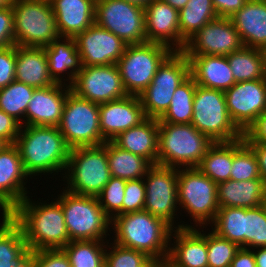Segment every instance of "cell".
I'll use <instances>...</instances> for the list:
<instances>
[{"instance_id":"obj_32","label":"cell","mask_w":266,"mask_h":267,"mask_svg":"<svg viewBox=\"0 0 266 267\" xmlns=\"http://www.w3.org/2000/svg\"><path fill=\"white\" fill-rule=\"evenodd\" d=\"M107 158L112 177L124 180L144 178L152 164L142 156L133 154L107 141Z\"/></svg>"},{"instance_id":"obj_2","label":"cell","mask_w":266,"mask_h":267,"mask_svg":"<svg viewBox=\"0 0 266 267\" xmlns=\"http://www.w3.org/2000/svg\"><path fill=\"white\" fill-rule=\"evenodd\" d=\"M15 145L19 149L24 169L30 176L29 183L39 175L50 179L47 176L50 174L56 179L54 175L60 172L59 177L62 178L71 148L58 127L21 126Z\"/></svg>"},{"instance_id":"obj_18","label":"cell","mask_w":266,"mask_h":267,"mask_svg":"<svg viewBox=\"0 0 266 267\" xmlns=\"http://www.w3.org/2000/svg\"><path fill=\"white\" fill-rule=\"evenodd\" d=\"M29 175L15 144H7L0 151V213L9 215L30 193ZM29 192V193H28ZM2 211V212H1Z\"/></svg>"},{"instance_id":"obj_1","label":"cell","mask_w":266,"mask_h":267,"mask_svg":"<svg viewBox=\"0 0 266 267\" xmlns=\"http://www.w3.org/2000/svg\"><path fill=\"white\" fill-rule=\"evenodd\" d=\"M31 195L9 214L21 227L28 250L63 249L70 239L61 203L53 197L50 203L36 201Z\"/></svg>"},{"instance_id":"obj_38","label":"cell","mask_w":266,"mask_h":267,"mask_svg":"<svg viewBox=\"0 0 266 267\" xmlns=\"http://www.w3.org/2000/svg\"><path fill=\"white\" fill-rule=\"evenodd\" d=\"M35 89L14 80L0 89V109L25 126V113Z\"/></svg>"},{"instance_id":"obj_59","label":"cell","mask_w":266,"mask_h":267,"mask_svg":"<svg viewBox=\"0 0 266 267\" xmlns=\"http://www.w3.org/2000/svg\"><path fill=\"white\" fill-rule=\"evenodd\" d=\"M14 0H0V9L8 6H12Z\"/></svg>"},{"instance_id":"obj_60","label":"cell","mask_w":266,"mask_h":267,"mask_svg":"<svg viewBox=\"0 0 266 267\" xmlns=\"http://www.w3.org/2000/svg\"><path fill=\"white\" fill-rule=\"evenodd\" d=\"M261 206L266 214V192L264 193L263 199H262V203Z\"/></svg>"},{"instance_id":"obj_22","label":"cell","mask_w":266,"mask_h":267,"mask_svg":"<svg viewBox=\"0 0 266 267\" xmlns=\"http://www.w3.org/2000/svg\"><path fill=\"white\" fill-rule=\"evenodd\" d=\"M71 91L70 86L59 83L36 88L25 113V126L58 127Z\"/></svg>"},{"instance_id":"obj_62","label":"cell","mask_w":266,"mask_h":267,"mask_svg":"<svg viewBox=\"0 0 266 267\" xmlns=\"http://www.w3.org/2000/svg\"><path fill=\"white\" fill-rule=\"evenodd\" d=\"M99 267H109L106 261H103Z\"/></svg>"},{"instance_id":"obj_8","label":"cell","mask_w":266,"mask_h":267,"mask_svg":"<svg viewBox=\"0 0 266 267\" xmlns=\"http://www.w3.org/2000/svg\"><path fill=\"white\" fill-rule=\"evenodd\" d=\"M191 124L213 143L243 137L229 116L224 91L196 85Z\"/></svg>"},{"instance_id":"obj_39","label":"cell","mask_w":266,"mask_h":267,"mask_svg":"<svg viewBox=\"0 0 266 267\" xmlns=\"http://www.w3.org/2000/svg\"><path fill=\"white\" fill-rule=\"evenodd\" d=\"M107 241H70L63 250L71 267H99L105 261Z\"/></svg>"},{"instance_id":"obj_4","label":"cell","mask_w":266,"mask_h":267,"mask_svg":"<svg viewBox=\"0 0 266 267\" xmlns=\"http://www.w3.org/2000/svg\"><path fill=\"white\" fill-rule=\"evenodd\" d=\"M111 177L106 141L99 146L72 148L60 181H65L64 189L71 193L97 197Z\"/></svg>"},{"instance_id":"obj_11","label":"cell","mask_w":266,"mask_h":267,"mask_svg":"<svg viewBox=\"0 0 266 267\" xmlns=\"http://www.w3.org/2000/svg\"><path fill=\"white\" fill-rule=\"evenodd\" d=\"M173 51L159 43L127 45L117 62L125 91L139 96L152 82L158 67Z\"/></svg>"},{"instance_id":"obj_23","label":"cell","mask_w":266,"mask_h":267,"mask_svg":"<svg viewBox=\"0 0 266 267\" xmlns=\"http://www.w3.org/2000/svg\"><path fill=\"white\" fill-rule=\"evenodd\" d=\"M144 9L146 41L180 51L179 11L161 0H152Z\"/></svg>"},{"instance_id":"obj_5","label":"cell","mask_w":266,"mask_h":267,"mask_svg":"<svg viewBox=\"0 0 266 267\" xmlns=\"http://www.w3.org/2000/svg\"><path fill=\"white\" fill-rule=\"evenodd\" d=\"M158 165L197 167L213 142L192 124L158 123Z\"/></svg>"},{"instance_id":"obj_42","label":"cell","mask_w":266,"mask_h":267,"mask_svg":"<svg viewBox=\"0 0 266 267\" xmlns=\"http://www.w3.org/2000/svg\"><path fill=\"white\" fill-rule=\"evenodd\" d=\"M209 231V232H208ZM240 247L217 235L209 228L207 230V259L208 267H230L236 252Z\"/></svg>"},{"instance_id":"obj_19","label":"cell","mask_w":266,"mask_h":267,"mask_svg":"<svg viewBox=\"0 0 266 267\" xmlns=\"http://www.w3.org/2000/svg\"><path fill=\"white\" fill-rule=\"evenodd\" d=\"M82 66L117 64L127 44L95 23L74 37Z\"/></svg>"},{"instance_id":"obj_36","label":"cell","mask_w":266,"mask_h":267,"mask_svg":"<svg viewBox=\"0 0 266 267\" xmlns=\"http://www.w3.org/2000/svg\"><path fill=\"white\" fill-rule=\"evenodd\" d=\"M196 85L189 76L174 92L168 110L158 123L191 124Z\"/></svg>"},{"instance_id":"obj_56","label":"cell","mask_w":266,"mask_h":267,"mask_svg":"<svg viewBox=\"0 0 266 267\" xmlns=\"http://www.w3.org/2000/svg\"><path fill=\"white\" fill-rule=\"evenodd\" d=\"M165 3H168L169 5H171L174 9L180 11L182 8H184L186 6V3L189 0H161Z\"/></svg>"},{"instance_id":"obj_44","label":"cell","mask_w":266,"mask_h":267,"mask_svg":"<svg viewBox=\"0 0 266 267\" xmlns=\"http://www.w3.org/2000/svg\"><path fill=\"white\" fill-rule=\"evenodd\" d=\"M126 181L111 177L102 191L97 195L99 205L111 219L122 214Z\"/></svg>"},{"instance_id":"obj_16","label":"cell","mask_w":266,"mask_h":267,"mask_svg":"<svg viewBox=\"0 0 266 267\" xmlns=\"http://www.w3.org/2000/svg\"><path fill=\"white\" fill-rule=\"evenodd\" d=\"M243 46L231 19L218 17L189 38L181 52L184 55L227 56Z\"/></svg>"},{"instance_id":"obj_26","label":"cell","mask_w":266,"mask_h":267,"mask_svg":"<svg viewBox=\"0 0 266 267\" xmlns=\"http://www.w3.org/2000/svg\"><path fill=\"white\" fill-rule=\"evenodd\" d=\"M44 50L51 78L55 83L71 86L82 67L74 38L59 37L45 46Z\"/></svg>"},{"instance_id":"obj_41","label":"cell","mask_w":266,"mask_h":267,"mask_svg":"<svg viewBox=\"0 0 266 267\" xmlns=\"http://www.w3.org/2000/svg\"><path fill=\"white\" fill-rule=\"evenodd\" d=\"M266 247V214L262 206L245 208L244 248Z\"/></svg>"},{"instance_id":"obj_46","label":"cell","mask_w":266,"mask_h":267,"mask_svg":"<svg viewBox=\"0 0 266 267\" xmlns=\"http://www.w3.org/2000/svg\"><path fill=\"white\" fill-rule=\"evenodd\" d=\"M16 45L0 49V89L15 80Z\"/></svg>"},{"instance_id":"obj_21","label":"cell","mask_w":266,"mask_h":267,"mask_svg":"<svg viewBox=\"0 0 266 267\" xmlns=\"http://www.w3.org/2000/svg\"><path fill=\"white\" fill-rule=\"evenodd\" d=\"M203 228L207 227L172 230L167 263L172 267H208L207 230Z\"/></svg>"},{"instance_id":"obj_51","label":"cell","mask_w":266,"mask_h":267,"mask_svg":"<svg viewBox=\"0 0 266 267\" xmlns=\"http://www.w3.org/2000/svg\"><path fill=\"white\" fill-rule=\"evenodd\" d=\"M248 0H212L218 17L230 18L239 11Z\"/></svg>"},{"instance_id":"obj_58","label":"cell","mask_w":266,"mask_h":267,"mask_svg":"<svg viewBox=\"0 0 266 267\" xmlns=\"http://www.w3.org/2000/svg\"><path fill=\"white\" fill-rule=\"evenodd\" d=\"M129 3L145 7L147 4H149L152 0H125Z\"/></svg>"},{"instance_id":"obj_13","label":"cell","mask_w":266,"mask_h":267,"mask_svg":"<svg viewBox=\"0 0 266 267\" xmlns=\"http://www.w3.org/2000/svg\"><path fill=\"white\" fill-rule=\"evenodd\" d=\"M58 128L71 149L106 142L100 130L99 104L78 97L72 91L65 101Z\"/></svg>"},{"instance_id":"obj_9","label":"cell","mask_w":266,"mask_h":267,"mask_svg":"<svg viewBox=\"0 0 266 267\" xmlns=\"http://www.w3.org/2000/svg\"><path fill=\"white\" fill-rule=\"evenodd\" d=\"M15 45L45 47L60 37L50 2L14 0Z\"/></svg>"},{"instance_id":"obj_63","label":"cell","mask_w":266,"mask_h":267,"mask_svg":"<svg viewBox=\"0 0 266 267\" xmlns=\"http://www.w3.org/2000/svg\"><path fill=\"white\" fill-rule=\"evenodd\" d=\"M162 267H172V266L166 262Z\"/></svg>"},{"instance_id":"obj_48","label":"cell","mask_w":266,"mask_h":267,"mask_svg":"<svg viewBox=\"0 0 266 267\" xmlns=\"http://www.w3.org/2000/svg\"><path fill=\"white\" fill-rule=\"evenodd\" d=\"M15 45L12 6L0 9V49Z\"/></svg>"},{"instance_id":"obj_28","label":"cell","mask_w":266,"mask_h":267,"mask_svg":"<svg viewBox=\"0 0 266 267\" xmlns=\"http://www.w3.org/2000/svg\"><path fill=\"white\" fill-rule=\"evenodd\" d=\"M112 142L123 150L158 164V119L146 118L139 125L118 134Z\"/></svg>"},{"instance_id":"obj_52","label":"cell","mask_w":266,"mask_h":267,"mask_svg":"<svg viewBox=\"0 0 266 267\" xmlns=\"http://www.w3.org/2000/svg\"><path fill=\"white\" fill-rule=\"evenodd\" d=\"M230 267H256L253 250L240 247L232 260Z\"/></svg>"},{"instance_id":"obj_47","label":"cell","mask_w":266,"mask_h":267,"mask_svg":"<svg viewBox=\"0 0 266 267\" xmlns=\"http://www.w3.org/2000/svg\"><path fill=\"white\" fill-rule=\"evenodd\" d=\"M35 267H71L63 249H43L35 251Z\"/></svg>"},{"instance_id":"obj_37","label":"cell","mask_w":266,"mask_h":267,"mask_svg":"<svg viewBox=\"0 0 266 267\" xmlns=\"http://www.w3.org/2000/svg\"><path fill=\"white\" fill-rule=\"evenodd\" d=\"M210 226L217 235L244 248L245 208L219 207Z\"/></svg>"},{"instance_id":"obj_57","label":"cell","mask_w":266,"mask_h":267,"mask_svg":"<svg viewBox=\"0 0 266 267\" xmlns=\"http://www.w3.org/2000/svg\"><path fill=\"white\" fill-rule=\"evenodd\" d=\"M167 261L166 260H158L152 259L146 266L144 267H162Z\"/></svg>"},{"instance_id":"obj_15","label":"cell","mask_w":266,"mask_h":267,"mask_svg":"<svg viewBox=\"0 0 266 267\" xmlns=\"http://www.w3.org/2000/svg\"><path fill=\"white\" fill-rule=\"evenodd\" d=\"M70 87L78 97L97 104L128 95L117 64L82 66Z\"/></svg>"},{"instance_id":"obj_50","label":"cell","mask_w":266,"mask_h":267,"mask_svg":"<svg viewBox=\"0 0 266 267\" xmlns=\"http://www.w3.org/2000/svg\"><path fill=\"white\" fill-rule=\"evenodd\" d=\"M21 124L0 109V139L7 144H15Z\"/></svg>"},{"instance_id":"obj_40","label":"cell","mask_w":266,"mask_h":267,"mask_svg":"<svg viewBox=\"0 0 266 267\" xmlns=\"http://www.w3.org/2000/svg\"><path fill=\"white\" fill-rule=\"evenodd\" d=\"M261 178L258 159L244 138L232 141V167L230 179L235 181Z\"/></svg>"},{"instance_id":"obj_25","label":"cell","mask_w":266,"mask_h":267,"mask_svg":"<svg viewBox=\"0 0 266 267\" xmlns=\"http://www.w3.org/2000/svg\"><path fill=\"white\" fill-rule=\"evenodd\" d=\"M190 64V76L197 85L226 91L236 82L227 56L185 55Z\"/></svg>"},{"instance_id":"obj_20","label":"cell","mask_w":266,"mask_h":267,"mask_svg":"<svg viewBox=\"0 0 266 267\" xmlns=\"http://www.w3.org/2000/svg\"><path fill=\"white\" fill-rule=\"evenodd\" d=\"M100 130L105 141H112L118 134L139 125L146 119L139 96L99 104Z\"/></svg>"},{"instance_id":"obj_12","label":"cell","mask_w":266,"mask_h":267,"mask_svg":"<svg viewBox=\"0 0 266 267\" xmlns=\"http://www.w3.org/2000/svg\"><path fill=\"white\" fill-rule=\"evenodd\" d=\"M143 179L145 184L143 210L163 220L173 230L186 228V222L177 220L179 212L182 215V210L177 206L178 168L155 164L148 169Z\"/></svg>"},{"instance_id":"obj_43","label":"cell","mask_w":266,"mask_h":267,"mask_svg":"<svg viewBox=\"0 0 266 267\" xmlns=\"http://www.w3.org/2000/svg\"><path fill=\"white\" fill-rule=\"evenodd\" d=\"M151 260L144 252L107 241L105 261L109 267H144Z\"/></svg>"},{"instance_id":"obj_27","label":"cell","mask_w":266,"mask_h":267,"mask_svg":"<svg viewBox=\"0 0 266 267\" xmlns=\"http://www.w3.org/2000/svg\"><path fill=\"white\" fill-rule=\"evenodd\" d=\"M230 19L244 46L266 51V3L248 0Z\"/></svg>"},{"instance_id":"obj_55","label":"cell","mask_w":266,"mask_h":267,"mask_svg":"<svg viewBox=\"0 0 266 267\" xmlns=\"http://www.w3.org/2000/svg\"><path fill=\"white\" fill-rule=\"evenodd\" d=\"M252 250L255 257L256 267H266V247H257Z\"/></svg>"},{"instance_id":"obj_6","label":"cell","mask_w":266,"mask_h":267,"mask_svg":"<svg viewBox=\"0 0 266 267\" xmlns=\"http://www.w3.org/2000/svg\"><path fill=\"white\" fill-rule=\"evenodd\" d=\"M61 191L54 197L61 203L70 241H109L111 218L103 211L97 197L77 195L64 187Z\"/></svg>"},{"instance_id":"obj_31","label":"cell","mask_w":266,"mask_h":267,"mask_svg":"<svg viewBox=\"0 0 266 267\" xmlns=\"http://www.w3.org/2000/svg\"><path fill=\"white\" fill-rule=\"evenodd\" d=\"M235 82L266 79V51L243 46L227 55Z\"/></svg>"},{"instance_id":"obj_17","label":"cell","mask_w":266,"mask_h":267,"mask_svg":"<svg viewBox=\"0 0 266 267\" xmlns=\"http://www.w3.org/2000/svg\"><path fill=\"white\" fill-rule=\"evenodd\" d=\"M224 95L229 116L242 133L266 111V79L237 82Z\"/></svg>"},{"instance_id":"obj_64","label":"cell","mask_w":266,"mask_h":267,"mask_svg":"<svg viewBox=\"0 0 266 267\" xmlns=\"http://www.w3.org/2000/svg\"><path fill=\"white\" fill-rule=\"evenodd\" d=\"M39 1H47V2H51L52 0H39Z\"/></svg>"},{"instance_id":"obj_33","label":"cell","mask_w":266,"mask_h":267,"mask_svg":"<svg viewBox=\"0 0 266 267\" xmlns=\"http://www.w3.org/2000/svg\"><path fill=\"white\" fill-rule=\"evenodd\" d=\"M218 18L212 0H189L179 11L180 51L205 24Z\"/></svg>"},{"instance_id":"obj_29","label":"cell","mask_w":266,"mask_h":267,"mask_svg":"<svg viewBox=\"0 0 266 267\" xmlns=\"http://www.w3.org/2000/svg\"><path fill=\"white\" fill-rule=\"evenodd\" d=\"M15 80L34 88H45L56 84L49 75L44 47L16 46Z\"/></svg>"},{"instance_id":"obj_14","label":"cell","mask_w":266,"mask_h":267,"mask_svg":"<svg viewBox=\"0 0 266 267\" xmlns=\"http://www.w3.org/2000/svg\"><path fill=\"white\" fill-rule=\"evenodd\" d=\"M95 24L114 33L127 45L147 42L144 7L125 0L96 1Z\"/></svg>"},{"instance_id":"obj_10","label":"cell","mask_w":266,"mask_h":267,"mask_svg":"<svg viewBox=\"0 0 266 267\" xmlns=\"http://www.w3.org/2000/svg\"><path fill=\"white\" fill-rule=\"evenodd\" d=\"M190 76L188 58L173 51L158 67L148 87L139 95L146 118L160 119L168 110L176 89Z\"/></svg>"},{"instance_id":"obj_54","label":"cell","mask_w":266,"mask_h":267,"mask_svg":"<svg viewBox=\"0 0 266 267\" xmlns=\"http://www.w3.org/2000/svg\"><path fill=\"white\" fill-rule=\"evenodd\" d=\"M12 267H35V251H28Z\"/></svg>"},{"instance_id":"obj_3","label":"cell","mask_w":266,"mask_h":267,"mask_svg":"<svg viewBox=\"0 0 266 267\" xmlns=\"http://www.w3.org/2000/svg\"><path fill=\"white\" fill-rule=\"evenodd\" d=\"M172 230L163 220L141 210L112 218L109 236L113 234L112 241L120 246L144 252L152 259L167 260Z\"/></svg>"},{"instance_id":"obj_53","label":"cell","mask_w":266,"mask_h":267,"mask_svg":"<svg viewBox=\"0 0 266 267\" xmlns=\"http://www.w3.org/2000/svg\"><path fill=\"white\" fill-rule=\"evenodd\" d=\"M255 152L258 159L260 176L266 186V144H248Z\"/></svg>"},{"instance_id":"obj_49","label":"cell","mask_w":266,"mask_h":267,"mask_svg":"<svg viewBox=\"0 0 266 267\" xmlns=\"http://www.w3.org/2000/svg\"><path fill=\"white\" fill-rule=\"evenodd\" d=\"M243 138L247 144H266V111L248 127L243 133Z\"/></svg>"},{"instance_id":"obj_61","label":"cell","mask_w":266,"mask_h":267,"mask_svg":"<svg viewBox=\"0 0 266 267\" xmlns=\"http://www.w3.org/2000/svg\"><path fill=\"white\" fill-rule=\"evenodd\" d=\"M7 146V143L0 139V151Z\"/></svg>"},{"instance_id":"obj_24","label":"cell","mask_w":266,"mask_h":267,"mask_svg":"<svg viewBox=\"0 0 266 267\" xmlns=\"http://www.w3.org/2000/svg\"><path fill=\"white\" fill-rule=\"evenodd\" d=\"M95 0L50 2L60 37H75L95 23Z\"/></svg>"},{"instance_id":"obj_7","label":"cell","mask_w":266,"mask_h":267,"mask_svg":"<svg viewBox=\"0 0 266 267\" xmlns=\"http://www.w3.org/2000/svg\"><path fill=\"white\" fill-rule=\"evenodd\" d=\"M177 194L179 210L191 218L186 228L207 227L213 222L219 209L217 184L197 167L178 168Z\"/></svg>"},{"instance_id":"obj_35","label":"cell","mask_w":266,"mask_h":267,"mask_svg":"<svg viewBox=\"0 0 266 267\" xmlns=\"http://www.w3.org/2000/svg\"><path fill=\"white\" fill-rule=\"evenodd\" d=\"M232 142H215L206 151L197 168L219 184L230 179Z\"/></svg>"},{"instance_id":"obj_30","label":"cell","mask_w":266,"mask_h":267,"mask_svg":"<svg viewBox=\"0 0 266 267\" xmlns=\"http://www.w3.org/2000/svg\"><path fill=\"white\" fill-rule=\"evenodd\" d=\"M266 186L262 178L227 180L217 184L219 207L254 208L261 206Z\"/></svg>"},{"instance_id":"obj_34","label":"cell","mask_w":266,"mask_h":267,"mask_svg":"<svg viewBox=\"0 0 266 267\" xmlns=\"http://www.w3.org/2000/svg\"><path fill=\"white\" fill-rule=\"evenodd\" d=\"M0 217V267H12L29 250L21 227L10 215Z\"/></svg>"},{"instance_id":"obj_45","label":"cell","mask_w":266,"mask_h":267,"mask_svg":"<svg viewBox=\"0 0 266 267\" xmlns=\"http://www.w3.org/2000/svg\"><path fill=\"white\" fill-rule=\"evenodd\" d=\"M145 205L144 179L127 180L124 191L122 214L141 211Z\"/></svg>"}]
</instances>
